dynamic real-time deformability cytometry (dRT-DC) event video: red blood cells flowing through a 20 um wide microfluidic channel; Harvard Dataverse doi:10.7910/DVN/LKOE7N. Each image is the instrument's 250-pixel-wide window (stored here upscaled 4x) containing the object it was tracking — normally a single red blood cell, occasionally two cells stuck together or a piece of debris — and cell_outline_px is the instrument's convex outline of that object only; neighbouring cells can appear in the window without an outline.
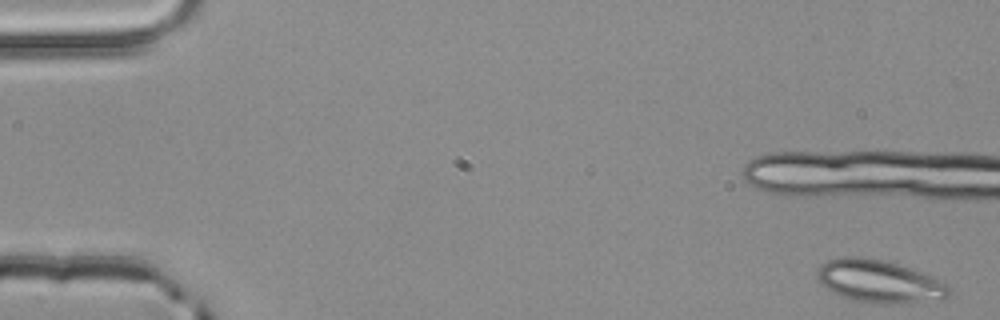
{"species": "common noctule bat (a hibernating species)", "species_latin": "Nyctalus noctula", "temperature_condition": "room temperature", "stored_images_in_passage": 12, "camera_frame_rate_fps": 3000, "um_per_image_px": 0.085, "animal": {"sex": "male", "body_mass_g": 20.4}, "frame": {"image": 1, "passage_image": 1, "time_ms": 0.0, "image_size_px": [1000, 320], "cell_outline_px": [[952, 292], [944, 300], [924, 304], [872, 304], [852, 300], [840, 296], [824, 288], [816, 280], [816, 268], [820, 264], [828, 260], [840, 256], [868, 256], [884, 260], [924, 272], [936, 276], [944, 280], [952, 288]], "centroid_in_image_um": [74.81, 23.94], "position_along_channel_um": 10.2, "area_um2": 34.68}}